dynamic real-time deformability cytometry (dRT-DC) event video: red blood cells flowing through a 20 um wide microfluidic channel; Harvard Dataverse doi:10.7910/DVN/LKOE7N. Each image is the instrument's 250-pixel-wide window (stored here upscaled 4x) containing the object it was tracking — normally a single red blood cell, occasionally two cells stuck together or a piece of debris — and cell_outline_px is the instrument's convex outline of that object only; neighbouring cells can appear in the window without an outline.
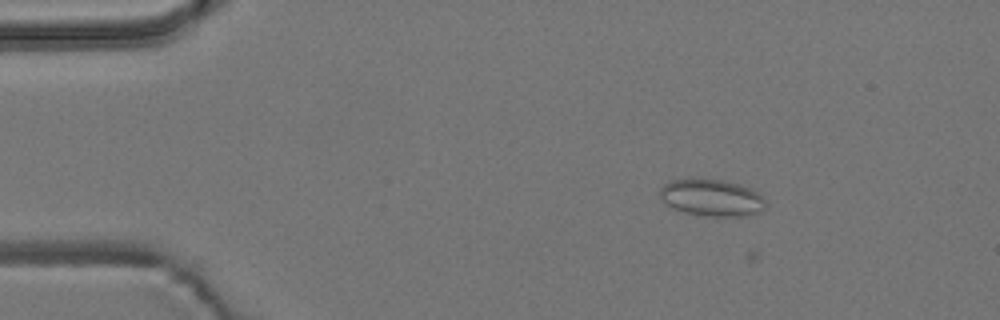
{"species": "common noctule bat (a hibernating species)", "species_latin": "Nyctalus noctula", "temperature_condition": "room temperature", "stored_images_in_passage": 6, "camera_frame_rate_fps": 3000, "um_per_image_px": 0.085, "animal": {"sex": "male", "body_mass_g": 19.2, "forearm_length_mm": 51.8}, "frame": {"image": 1, "passage_image": 4, "time_ms": 3.333, "image_size_px": [1000, 320], "cell_outline_px": [[768, 204], [760, 212], [748, 216], [704, 216], [684, 212], [672, 208], [664, 204], [660, 196], [660, 188], [668, 180], [720, 180], [740, 184], [752, 188]], "centroid_in_image_um": [60.49, 16.83], "position_along_channel_um": 24.5, "area_um2": 22.72}}